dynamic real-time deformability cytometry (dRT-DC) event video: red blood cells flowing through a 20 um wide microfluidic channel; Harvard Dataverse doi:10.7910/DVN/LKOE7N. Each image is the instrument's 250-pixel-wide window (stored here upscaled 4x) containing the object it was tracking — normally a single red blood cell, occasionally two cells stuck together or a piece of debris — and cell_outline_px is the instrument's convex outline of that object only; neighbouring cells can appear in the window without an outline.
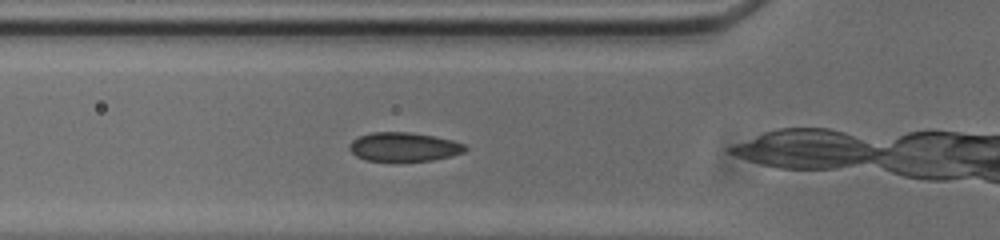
{"species": "common noctule bat (a hibernating species)", "species_latin": "Nyctalus noctula", "temperature_condition": "cold", "stored_images_in_passage": 41, "camera_frame_rate_fps": 3000, "um_per_image_px": 0.085, "animal": {"sex": "male", "body_mass_g": 20.0, "forearm_length_mm": 53.3}, "frame": {"image": 1, "passage_image": 4, "time_ms": 1.0, "image_size_px": [1000, 240], "cell_outline_px": [[468, 148], [464, 152], [452, 156], [432, 160], [396, 164], [364, 160], [356, 156], [348, 148], [348, 144], [352, 140], [360, 136], [372, 132], [412, 132], [436, 136], [452, 140], [464, 144]], "centroid_in_image_um": [34.31, 12.53], "position_along_channel_um": 91.5, "area_um2": 20.46}}
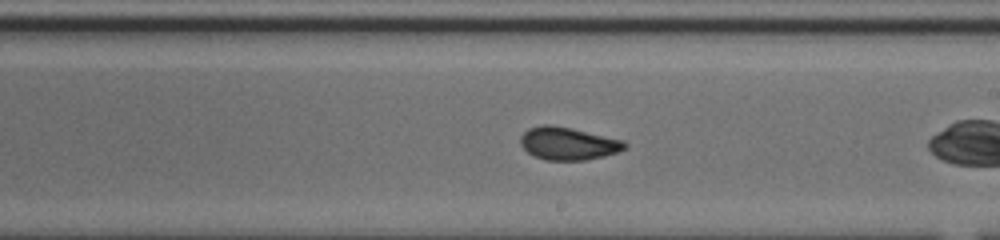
{"frame": {"image": 2, "passage_image": 16, "time_ms": 5.0, "image_size_px": [1000, 240], "cell_outline_px": [[628, 144], [624, 148], [616, 152], [604, 156], [584, 160], [544, 160], [528, 152], [520, 144], [520, 136], [528, 128], [540, 124], [552, 124], [572, 128], [624, 140]], "centroid_in_image_um": [48.26, 12.18], "position_along_channel_um": 240.7, "area_um2": 19.94}}
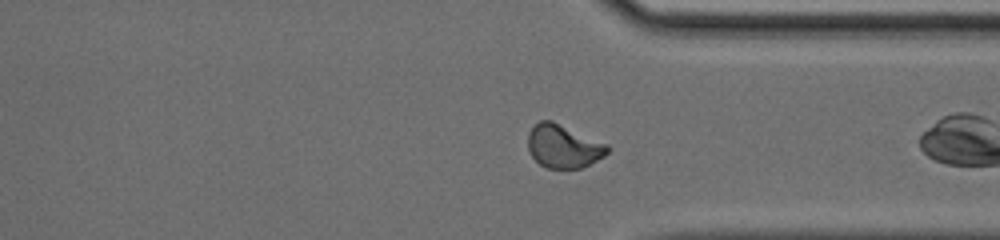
{"frame": {"image": 3, "passage_image": 26, "time_ms": 8.333, "image_size_px": [1000, 240], "cell_outline_px": [[608, 152], [604, 156], [580, 168], [548, 168], [540, 164], [532, 156], [528, 148], [528, 132], [540, 120], [552, 120], [608, 144]], "centroid_in_image_um": [47.88, 12.42], "position_along_channel_um": 363.5, "area_um2": 19.88}, "authors_computed_cell_mechanics": {"area_um2": 19.7676, "velocity_mm_per_s": 3.7335, "shape_relaxation_time_tau1_ms": null, "shape_relaxation_time_tau2_ms": 1.7218, "deformation_change_tau1": null, "deformation_change_tau2": 0.0424}}